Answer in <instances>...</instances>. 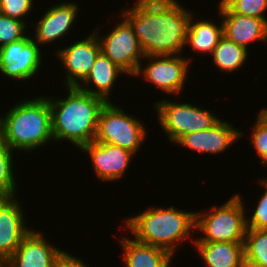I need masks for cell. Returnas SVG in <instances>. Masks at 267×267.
<instances>
[{
    "mask_svg": "<svg viewBox=\"0 0 267 267\" xmlns=\"http://www.w3.org/2000/svg\"><path fill=\"white\" fill-rule=\"evenodd\" d=\"M134 3L131 7H121L118 14L132 26L144 55L183 54L193 10L184 7L179 0H137Z\"/></svg>",
    "mask_w": 267,
    "mask_h": 267,
    "instance_id": "obj_1",
    "label": "cell"
},
{
    "mask_svg": "<svg viewBox=\"0 0 267 267\" xmlns=\"http://www.w3.org/2000/svg\"><path fill=\"white\" fill-rule=\"evenodd\" d=\"M66 89L67 94L63 97L47 96L52 114L53 138L55 144L66 141L79 150L94 141L99 114L106 101L78 87Z\"/></svg>",
    "mask_w": 267,
    "mask_h": 267,
    "instance_id": "obj_2",
    "label": "cell"
},
{
    "mask_svg": "<svg viewBox=\"0 0 267 267\" xmlns=\"http://www.w3.org/2000/svg\"><path fill=\"white\" fill-rule=\"evenodd\" d=\"M175 207L152 205L134 216L125 217L124 227L136 241L162 248L175 257L176 249L186 240L192 238L190 242L194 243L195 236H191L196 231V212Z\"/></svg>",
    "mask_w": 267,
    "mask_h": 267,
    "instance_id": "obj_3",
    "label": "cell"
},
{
    "mask_svg": "<svg viewBox=\"0 0 267 267\" xmlns=\"http://www.w3.org/2000/svg\"><path fill=\"white\" fill-rule=\"evenodd\" d=\"M0 139L13 151L28 154L54 143L47 95L25 98L0 115Z\"/></svg>",
    "mask_w": 267,
    "mask_h": 267,
    "instance_id": "obj_4",
    "label": "cell"
},
{
    "mask_svg": "<svg viewBox=\"0 0 267 267\" xmlns=\"http://www.w3.org/2000/svg\"><path fill=\"white\" fill-rule=\"evenodd\" d=\"M240 192L221 205L196 210V227L200 234L194 242L244 243L247 232L246 204Z\"/></svg>",
    "mask_w": 267,
    "mask_h": 267,
    "instance_id": "obj_5",
    "label": "cell"
},
{
    "mask_svg": "<svg viewBox=\"0 0 267 267\" xmlns=\"http://www.w3.org/2000/svg\"><path fill=\"white\" fill-rule=\"evenodd\" d=\"M146 123L121 105L106 102L100 111L94 141L119 146L136 155L147 139ZM143 144V145H142Z\"/></svg>",
    "mask_w": 267,
    "mask_h": 267,
    "instance_id": "obj_6",
    "label": "cell"
},
{
    "mask_svg": "<svg viewBox=\"0 0 267 267\" xmlns=\"http://www.w3.org/2000/svg\"><path fill=\"white\" fill-rule=\"evenodd\" d=\"M193 102H177L169 97L153 103L161 130L175 144L185 134L213 127L221 117Z\"/></svg>",
    "mask_w": 267,
    "mask_h": 267,
    "instance_id": "obj_7",
    "label": "cell"
},
{
    "mask_svg": "<svg viewBox=\"0 0 267 267\" xmlns=\"http://www.w3.org/2000/svg\"><path fill=\"white\" fill-rule=\"evenodd\" d=\"M146 60L148 64L145 63ZM191 60H193L192 57L189 59L187 55L184 57L182 54L172 56L146 55L134 77H142L146 83L153 85L161 92L163 91L164 94H171L176 97V95L182 94L187 84ZM143 62L145 65L142 64Z\"/></svg>",
    "mask_w": 267,
    "mask_h": 267,
    "instance_id": "obj_8",
    "label": "cell"
},
{
    "mask_svg": "<svg viewBox=\"0 0 267 267\" xmlns=\"http://www.w3.org/2000/svg\"><path fill=\"white\" fill-rule=\"evenodd\" d=\"M118 17L120 23L111 26L109 32L101 34L99 24L93 31L99 39L101 51L128 77H134L145 55L130 23L122 15Z\"/></svg>",
    "mask_w": 267,
    "mask_h": 267,
    "instance_id": "obj_9",
    "label": "cell"
},
{
    "mask_svg": "<svg viewBox=\"0 0 267 267\" xmlns=\"http://www.w3.org/2000/svg\"><path fill=\"white\" fill-rule=\"evenodd\" d=\"M30 34L0 48V74L15 82H27L42 69L44 52ZM43 53V54H42Z\"/></svg>",
    "mask_w": 267,
    "mask_h": 267,
    "instance_id": "obj_10",
    "label": "cell"
},
{
    "mask_svg": "<svg viewBox=\"0 0 267 267\" xmlns=\"http://www.w3.org/2000/svg\"><path fill=\"white\" fill-rule=\"evenodd\" d=\"M85 37L54 51L65 72L62 82L65 87H78L89 75L94 61L101 52L100 42L94 31Z\"/></svg>",
    "mask_w": 267,
    "mask_h": 267,
    "instance_id": "obj_11",
    "label": "cell"
},
{
    "mask_svg": "<svg viewBox=\"0 0 267 267\" xmlns=\"http://www.w3.org/2000/svg\"><path fill=\"white\" fill-rule=\"evenodd\" d=\"M75 1L63 0L61 3L54 4L46 9L45 13L43 12L42 16L38 21H34L30 25L31 28L34 27V34L32 38L35 42L41 47H44L47 44L53 45L57 43L56 41L61 42L64 37L70 35L71 28L76 23L77 16L79 15V7ZM63 37V38H62ZM61 39V40H59Z\"/></svg>",
    "mask_w": 267,
    "mask_h": 267,
    "instance_id": "obj_12",
    "label": "cell"
},
{
    "mask_svg": "<svg viewBox=\"0 0 267 267\" xmlns=\"http://www.w3.org/2000/svg\"><path fill=\"white\" fill-rule=\"evenodd\" d=\"M80 150L83 154L89 155L97 179L104 183L123 179L135 157L119 146L96 141L83 145Z\"/></svg>",
    "mask_w": 267,
    "mask_h": 267,
    "instance_id": "obj_13",
    "label": "cell"
},
{
    "mask_svg": "<svg viewBox=\"0 0 267 267\" xmlns=\"http://www.w3.org/2000/svg\"><path fill=\"white\" fill-rule=\"evenodd\" d=\"M244 132L236 128V125L234 127L229 120L221 118L213 127L185 134L175 144L202 155L205 153L218 155L229 150L236 141H241L239 139L244 138Z\"/></svg>",
    "mask_w": 267,
    "mask_h": 267,
    "instance_id": "obj_14",
    "label": "cell"
},
{
    "mask_svg": "<svg viewBox=\"0 0 267 267\" xmlns=\"http://www.w3.org/2000/svg\"><path fill=\"white\" fill-rule=\"evenodd\" d=\"M22 205L18 196L0 197V259H9L32 230Z\"/></svg>",
    "mask_w": 267,
    "mask_h": 267,
    "instance_id": "obj_15",
    "label": "cell"
},
{
    "mask_svg": "<svg viewBox=\"0 0 267 267\" xmlns=\"http://www.w3.org/2000/svg\"><path fill=\"white\" fill-rule=\"evenodd\" d=\"M218 15L223 26V36L249 50V44L259 41L267 43V23L259 18L243 16L230 11L219 1Z\"/></svg>",
    "mask_w": 267,
    "mask_h": 267,
    "instance_id": "obj_16",
    "label": "cell"
},
{
    "mask_svg": "<svg viewBox=\"0 0 267 267\" xmlns=\"http://www.w3.org/2000/svg\"><path fill=\"white\" fill-rule=\"evenodd\" d=\"M47 240L45 232L32 228L8 260L13 267H54L64 250Z\"/></svg>",
    "mask_w": 267,
    "mask_h": 267,
    "instance_id": "obj_17",
    "label": "cell"
},
{
    "mask_svg": "<svg viewBox=\"0 0 267 267\" xmlns=\"http://www.w3.org/2000/svg\"><path fill=\"white\" fill-rule=\"evenodd\" d=\"M122 74L125 76L126 73L101 51L94 61L89 75L78 88L91 95L101 97L106 102H112L110 95H112L117 79Z\"/></svg>",
    "mask_w": 267,
    "mask_h": 267,
    "instance_id": "obj_18",
    "label": "cell"
},
{
    "mask_svg": "<svg viewBox=\"0 0 267 267\" xmlns=\"http://www.w3.org/2000/svg\"><path fill=\"white\" fill-rule=\"evenodd\" d=\"M122 248L124 267H171L172 258L166 250L136 241L131 236L117 238Z\"/></svg>",
    "mask_w": 267,
    "mask_h": 267,
    "instance_id": "obj_19",
    "label": "cell"
},
{
    "mask_svg": "<svg viewBox=\"0 0 267 267\" xmlns=\"http://www.w3.org/2000/svg\"><path fill=\"white\" fill-rule=\"evenodd\" d=\"M205 267H246L244 243L194 242Z\"/></svg>",
    "mask_w": 267,
    "mask_h": 267,
    "instance_id": "obj_20",
    "label": "cell"
},
{
    "mask_svg": "<svg viewBox=\"0 0 267 267\" xmlns=\"http://www.w3.org/2000/svg\"><path fill=\"white\" fill-rule=\"evenodd\" d=\"M196 13L191 15L189 20L188 32L186 35L185 47L189 46L191 50L199 54H212L219 40L223 37L222 22L208 19L196 20ZM196 20V21H195ZM195 21V22H194ZM220 22V23H219Z\"/></svg>",
    "mask_w": 267,
    "mask_h": 267,
    "instance_id": "obj_21",
    "label": "cell"
},
{
    "mask_svg": "<svg viewBox=\"0 0 267 267\" xmlns=\"http://www.w3.org/2000/svg\"><path fill=\"white\" fill-rule=\"evenodd\" d=\"M249 50L234 42L226 39L224 36L219 40L218 45L214 48L212 54V64L217 67L223 74L235 72L243 67L248 56Z\"/></svg>",
    "mask_w": 267,
    "mask_h": 267,
    "instance_id": "obj_22",
    "label": "cell"
},
{
    "mask_svg": "<svg viewBox=\"0 0 267 267\" xmlns=\"http://www.w3.org/2000/svg\"><path fill=\"white\" fill-rule=\"evenodd\" d=\"M244 254L246 267H267V230L247 229Z\"/></svg>",
    "mask_w": 267,
    "mask_h": 267,
    "instance_id": "obj_23",
    "label": "cell"
},
{
    "mask_svg": "<svg viewBox=\"0 0 267 267\" xmlns=\"http://www.w3.org/2000/svg\"><path fill=\"white\" fill-rule=\"evenodd\" d=\"M13 156V157H12ZM15 152L0 139V197L17 196Z\"/></svg>",
    "mask_w": 267,
    "mask_h": 267,
    "instance_id": "obj_24",
    "label": "cell"
},
{
    "mask_svg": "<svg viewBox=\"0 0 267 267\" xmlns=\"http://www.w3.org/2000/svg\"><path fill=\"white\" fill-rule=\"evenodd\" d=\"M29 28L25 22L0 13V48L25 38Z\"/></svg>",
    "mask_w": 267,
    "mask_h": 267,
    "instance_id": "obj_25",
    "label": "cell"
},
{
    "mask_svg": "<svg viewBox=\"0 0 267 267\" xmlns=\"http://www.w3.org/2000/svg\"><path fill=\"white\" fill-rule=\"evenodd\" d=\"M230 11L243 16H252L267 23V0H220Z\"/></svg>",
    "mask_w": 267,
    "mask_h": 267,
    "instance_id": "obj_26",
    "label": "cell"
},
{
    "mask_svg": "<svg viewBox=\"0 0 267 267\" xmlns=\"http://www.w3.org/2000/svg\"><path fill=\"white\" fill-rule=\"evenodd\" d=\"M255 117L249 143L256 151L257 158H260L267 151V108H261Z\"/></svg>",
    "mask_w": 267,
    "mask_h": 267,
    "instance_id": "obj_27",
    "label": "cell"
},
{
    "mask_svg": "<svg viewBox=\"0 0 267 267\" xmlns=\"http://www.w3.org/2000/svg\"><path fill=\"white\" fill-rule=\"evenodd\" d=\"M260 187L264 190L260 199L257 201L255 209H246L248 212L252 213L250 216H246L247 219V229H265L267 230V179L258 178L256 180Z\"/></svg>",
    "mask_w": 267,
    "mask_h": 267,
    "instance_id": "obj_28",
    "label": "cell"
},
{
    "mask_svg": "<svg viewBox=\"0 0 267 267\" xmlns=\"http://www.w3.org/2000/svg\"><path fill=\"white\" fill-rule=\"evenodd\" d=\"M36 0H0V13L10 18H15L25 22L28 26L27 19L36 4Z\"/></svg>",
    "mask_w": 267,
    "mask_h": 267,
    "instance_id": "obj_29",
    "label": "cell"
},
{
    "mask_svg": "<svg viewBox=\"0 0 267 267\" xmlns=\"http://www.w3.org/2000/svg\"><path fill=\"white\" fill-rule=\"evenodd\" d=\"M78 256L72 255L70 252L64 250L56 260L54 267H89L90 265L84 262Z\"/></svg>",
    "mask_w": 267,
    "mask_h": 267,
    "instance_id": "obj_30",
    "label": "cell"
},
{
    "mask_svg": "<svg viewBox=\"0 0 267 267\" xmlns=\"http://www.w3.org/2000/svg\"><path fill=\"white\" fill-rule=\"evenodd\" d=\"M259 159V163H261V165L267 166V151ZM263 179H267V177L265 176Z\"/></svg>",
    "mask_w": 267,
    "mask_h": 267,
    "instance_id": "obj_31",
    "label": "cell"
},
{
    "mask_svg": "<svg viewBox=\"0 0 267 267\" xmlns=\"http://www.w3.org/2000/svg\"><path fill=\"white\" fill-rule=\"evenodd\" d=\"M0 267H13L8 259H0Z\"/></svg>",
    "mask_w": 267,
    "mask_h": 267,
    "instance_id": "obj_32",
    "label": "cell"
}]
</instances>
